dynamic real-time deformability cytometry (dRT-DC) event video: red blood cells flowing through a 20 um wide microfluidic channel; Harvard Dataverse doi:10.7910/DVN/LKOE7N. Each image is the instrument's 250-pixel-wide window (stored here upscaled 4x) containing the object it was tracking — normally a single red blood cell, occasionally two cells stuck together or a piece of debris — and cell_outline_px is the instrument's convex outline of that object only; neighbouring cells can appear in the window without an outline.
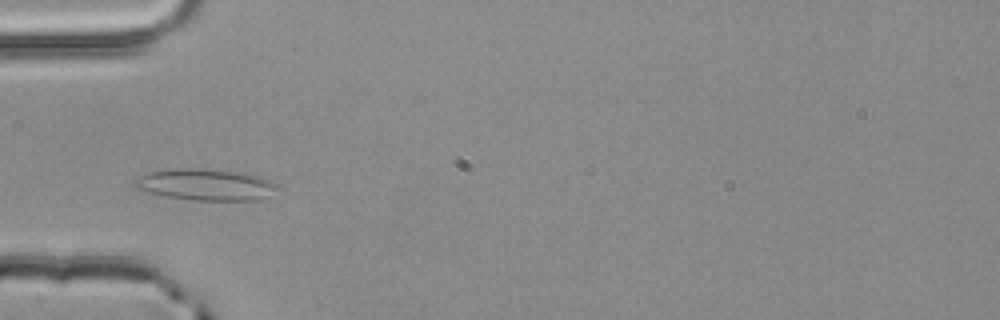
{"species": "common noctule bat (a hibernating species)", "species_latin": "Nyctalus noctula", "temperature_condition": "room temperature", "stored_images_in_passage": 3, "camera_frame_rate_fps": 3000, "um_per_image_px": 0.085, "animal": {"sex": "male", "body_mass_g": 20.4}, "frame": {"image": 1, "passage_image": 3, "time_ms": 0.667, "image_size_px": [1000, 320], "cell_outline_px": [[284, 188], [260, 200], [192, 200], [164, 196], [136, 188], [132, 184], [132, 180], [148, 172], [180, 168], [196, 168], [248, 172], [260, 176]], "centroid_in_image_um": [17.54, 15.69], "position_along_channel_um": 67.5, "area_um2": 26.59}}